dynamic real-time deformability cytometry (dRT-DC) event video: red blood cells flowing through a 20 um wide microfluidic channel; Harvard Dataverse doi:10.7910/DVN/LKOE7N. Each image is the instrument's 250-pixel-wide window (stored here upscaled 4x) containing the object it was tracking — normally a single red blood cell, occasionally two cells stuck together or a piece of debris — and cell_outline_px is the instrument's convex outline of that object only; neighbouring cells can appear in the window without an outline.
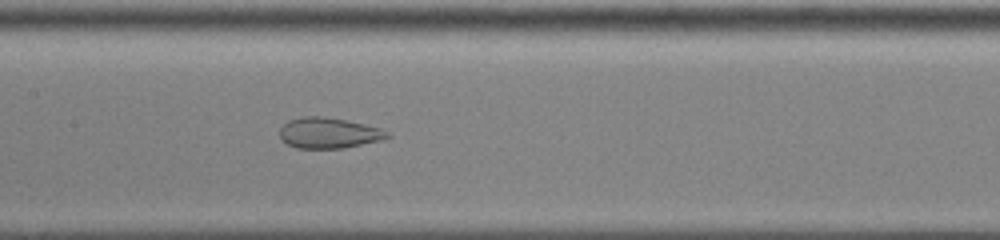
{"species": "common noctule bat (a hibernating species)", "species_latin": "Nyctalus noctula", "temperature_condition": "cold", "stored_images_in_passage": 48, "camera_frame_rate_fps": 3000, "um_per_image_px": 0.085, "animal": {"sex": "male", "body_mass_g": 13.0, "forearm_length_mm": 53.1}, "frame": {"image": 1, "passage_image": 22, "time_ms": 7.0, "image_size_px": [1000, 240], "cell_outline_px": [[392, 136], [384, 140], [340, 148], [296, 148], [280, 140], [280, 128], [288, 120], [304, 116], [324, 116], [364, 124], [380, 128], [388, 132]], "centroid_in_image_um": [27.94, 11.3], "position_along_channel_um": 179.5, "area_um2": 19.25}}
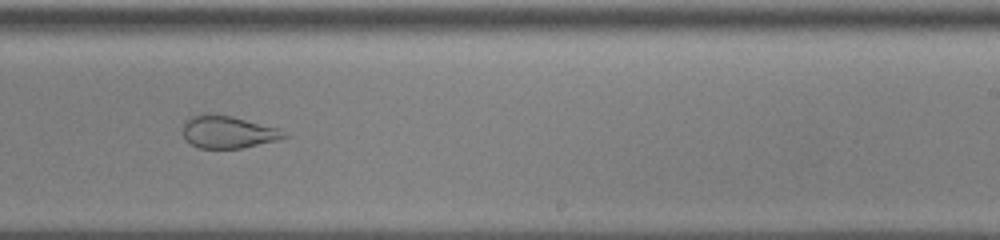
{"frame": {"image": 2, "passage_image": 29, "time_ms": 9.333, "image_size_px": [1000, 240], "cell_outline_px": [[292, 136], [276, 140], [240, 148], [200, 148], [184, 140], [184, 120], [192, 116], [204, 112], [212, 112], [232, 116], [280, 128]], "centroid_in_image_um": [19.39, 11.19], "position_along_channel_um": 269.6, "area_um2": 19.42}}
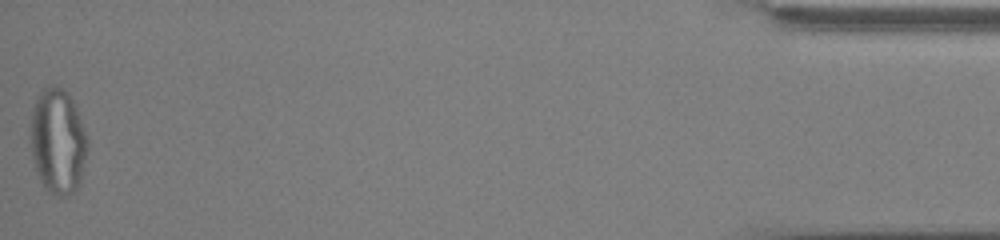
{"frame": {"image": 3, "passage_image": 48, "time_ms": 15.667, "image_size_px": [1000, 240], "cell_outline_px": [[88, 148], [80, 184], [68, 196], [56, 196], [48, 192], [44, 188], [36, 172], [32, 156], [32, 108], [36, 96], [44, 88], [52, 84], [68, 92], [80, 116], [88, 140]], "centroid_in_image_um": [4.93, 12.02], "position_along_channel_um": 430.3, "area_um2": 35.08}, "authors_computed_cell_mechanics": {"area_um2": 27.5706, "velocity_mm_per_s": 3.8808, "shape_relaxation_time_tau1_ms": null, "shape_relaxation_time_tau2_ms": 1.1817, "deformation_change_tau1": null, "deformation_change_tau2": 0.0847}}